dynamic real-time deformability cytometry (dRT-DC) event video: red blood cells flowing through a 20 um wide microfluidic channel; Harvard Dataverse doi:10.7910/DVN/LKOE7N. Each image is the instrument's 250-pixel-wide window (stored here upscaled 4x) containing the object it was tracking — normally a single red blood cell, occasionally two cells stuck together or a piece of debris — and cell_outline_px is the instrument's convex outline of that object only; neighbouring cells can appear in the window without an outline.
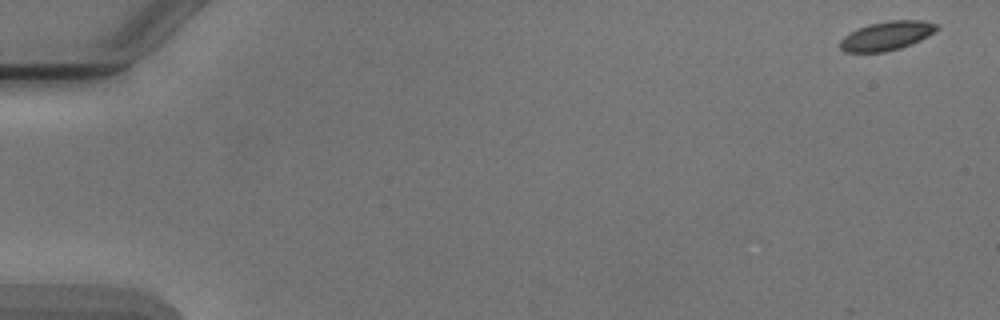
{"species": "Egyptian fruit bat (a non-hibernating species)", "species_latin": "Rousettus aegyptiacus", "temperature_condition": "cold", "stored_images_in_passage": 4, "camera_frame_rate_fps": 3000, "um_per_image_px": 0.085, "animal": {"sex": "male"}, "frame": {"image": 1, "passage_image": 1, "time_ms": 0.0, "image_size_px": [1000, 320], "cell_outline_px": [[940, 28], [928, 36], [920, 40], [900, 48], [884, 52], [844, 52], [840, 48], [840, 40], [844, 36], [868, 24], [888, 20], [924, 20], [936, 24]], "centroid_in_image_um": [75.38, 3.04], "position_along_channel_um": 9.6, "area_um2": 16.24}}
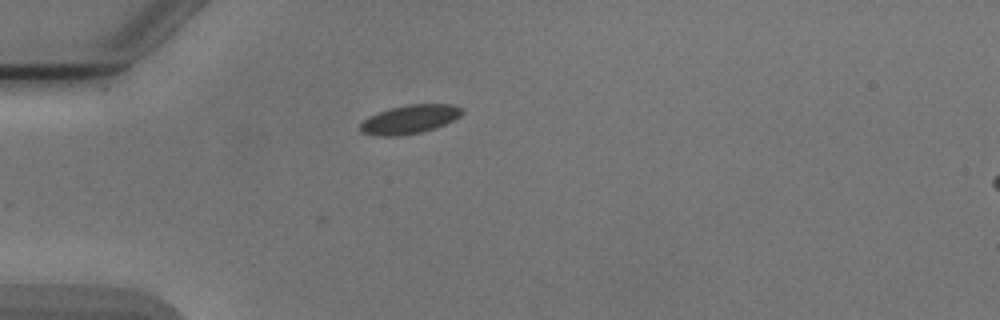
{"frame": {"image": 2, "passage_image": 4, "time_ms": 4.667, "image_size_px": [1000, 320], "cell_outline_px": [[464, 112], [460, 116], [444, 124], [420, 132], [396, 136], [380, 136], [360, 132], [360, 124], [368, 116], [388, 108], [408, 104], [452, 104], [464, 108]], "centroid_in_image_um": [34.81, 10.12], "position_along_channel_um": 50.2, "area_um2": 16.99}}